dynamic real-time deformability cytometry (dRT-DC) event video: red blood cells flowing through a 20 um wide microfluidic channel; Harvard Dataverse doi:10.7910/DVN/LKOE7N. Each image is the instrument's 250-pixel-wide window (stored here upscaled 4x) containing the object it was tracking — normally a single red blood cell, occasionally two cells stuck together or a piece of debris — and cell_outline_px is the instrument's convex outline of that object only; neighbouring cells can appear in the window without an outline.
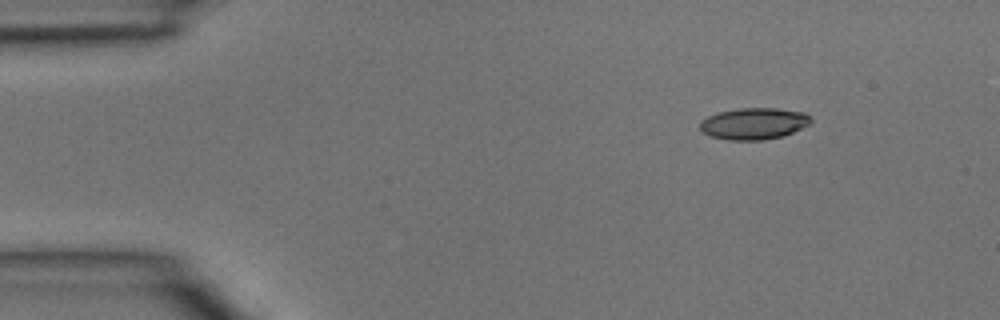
{"species": "common noctule bat (a hibernating species)", "species_latin": "Nyctalus noctula", "temperature_condition": "room temperature", "stored_images_in_passage": 39, "camera_frame_rate_fps": 3000, "um_per_image_px": 0.085, "animal": {"sex": "male", "body_mass_g": 15.6}, "frame": {"image": 1, "passage_image": 1, "time_ms": 0.0, "image_size_px": [1000, 320], "cell_outline_px": [[812, 120], [808, 124], [792, 132], [780, 136], [764, 140], [728, 140], [712, 136], [704, 132], [700, 128], [700, 120], [708, 116], [720, 112], [740, 108], [776, 108], [804, 112]], "centroid_in_image_um": [64.06, 10.5], "position_along_channel_um": 20.9, "area_um2": 20.11}}
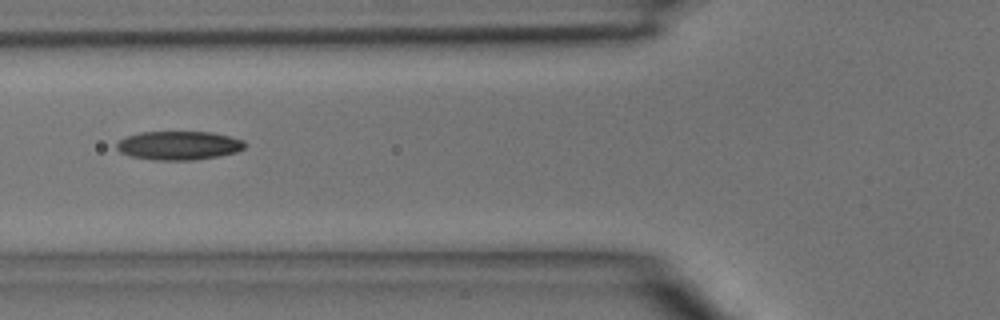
{"frame": {"image": 2, "passage_image": 12, "time_ms": 3.667, "image_size_px": [1000, 320], "cell_outline_px": [[244, 148], [236, 152], [196, 160], [156, 160], [132, 156], [120, 152], [116, 148], [116, 144], [120, 140], [128, 136], [140, 132], [212, 132], [244, 140]], "centroid_in_image_um": [15.19, 12.36], "position_along_channel_um": 110.6, "area_um2": 21.27}}
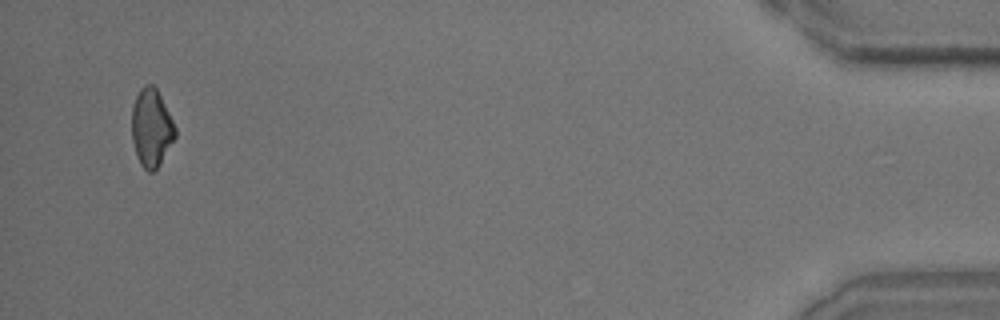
{"frame": {"image": 3, "passage_image": 38, "time_ms": 12.333, "image_size_px": [1000, 320], "cell_outline_px": [[176, 136], [156, 168], [152, 172], [148, 172], [140, 164], [136, 156], [132, 140], [132, 108], [136, 96], [140, 88], [144, 84], [152, 84], [156, 88], [176, 128]], "centroid_in_image_um": [12.84, 10.86], "position_along_channel_um": 422.4, "area_um2": 19.42}}